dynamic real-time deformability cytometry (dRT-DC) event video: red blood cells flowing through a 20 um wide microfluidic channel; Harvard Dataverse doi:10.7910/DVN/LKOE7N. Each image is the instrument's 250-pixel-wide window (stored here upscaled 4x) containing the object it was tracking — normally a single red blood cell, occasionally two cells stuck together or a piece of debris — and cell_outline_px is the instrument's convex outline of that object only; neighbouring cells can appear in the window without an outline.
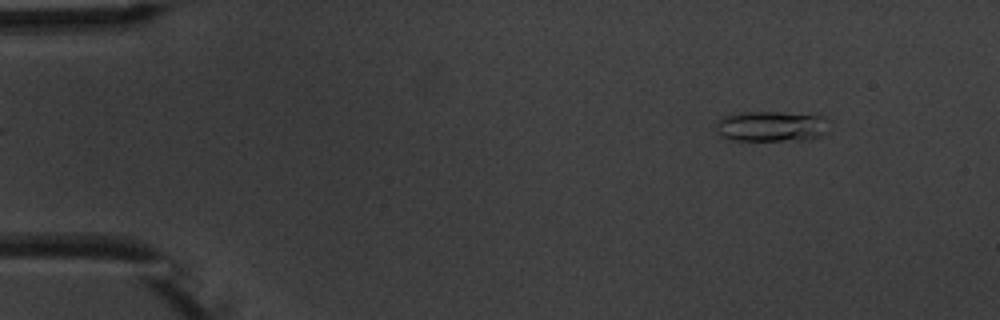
{"species": "common noctule bat (a hibernating species)", "species_latin": "Nyctalus noctula", "temperature_condition": "warm", "stored_images_in_passage": 2, "camera_frame_rate_fps": 3000, "um_per_image_px": 0.085, "animal": {"sex": "male", "body_mass_g": 20.1, "forearm_length_mm": 53.5}, "frame": {"image": 1, "passage_image": 2, "time_ms": 1.0, "image_size_px": [1000, 320], "cell_outline_px": [[828, 132], [820, 136], [808, 140], [728, 140], [720, 136], [716, 132], [716, 120], [724, 116], [744, 112], [816, 112], [828, 116]], "centroid_in_image_um": [65.66, 10.71], "position_along_channel_um": 19.3, "area_um2": 21.04}}